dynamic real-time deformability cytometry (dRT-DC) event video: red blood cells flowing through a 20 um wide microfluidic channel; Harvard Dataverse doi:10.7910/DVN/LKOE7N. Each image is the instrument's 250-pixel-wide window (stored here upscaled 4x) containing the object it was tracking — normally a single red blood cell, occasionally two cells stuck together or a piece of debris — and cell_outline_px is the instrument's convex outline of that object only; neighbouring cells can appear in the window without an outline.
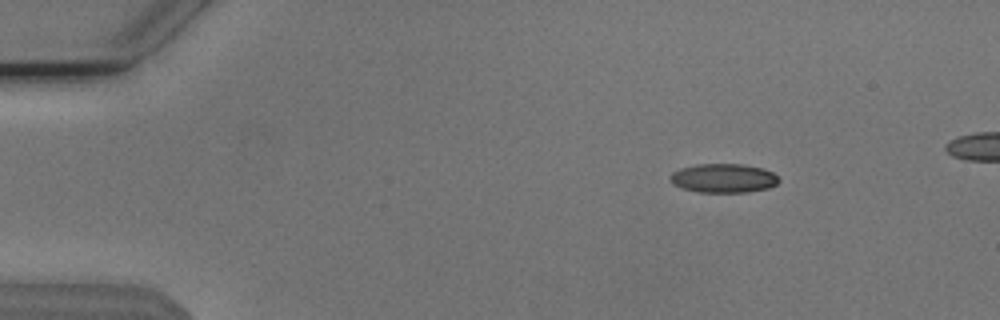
{"species": "Egyptian fruit bat (a non-hibernating species)", "species_latin": "Rousettus aegyptiacus", "temperature_condition": "cold", "stored_images_in_passage": 51, "camera_frame_rate_fps": 3000, "um_per_image_px": 0.085, "animal": {"sex": "male"}, "frame": {"image": 1, "passage_image": 7, "time_ms": 2.0, "image_size_px": [1000, 320], "cell_outline_px": [[780, 180], [776, 184], [768, 188], [748, 192], [700, 192], [680, 188], [672, 184], [668, 180], [668, 176], [672, 172], [680, 168], [696, 164], [744, 164], [764, 168], [772, 172]], "centroid_in_image_um": [61.45, 15.14], "position_along_channel_um": 23.6, "area_um2": 18.61}}
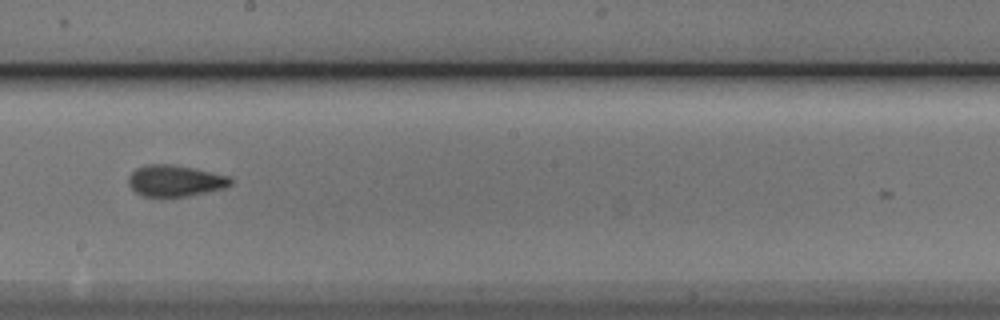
{"frame": {"image": 2, "passage_image": 30, "time_ms": 9.667, "image_size_px": [1000, 320], "cell_outline_px": [[232, 184], [224, 188], [188, 196], [144, 196], [136, 192], [128, 184], [128, 176], [136, 168], [144, 164], [172, 164], [196, 168], [232, 176]], "centroid_in_image_um": [14.91, 15.34], "position_along_channel_um": 233.3, "area_um2": 18.84}}
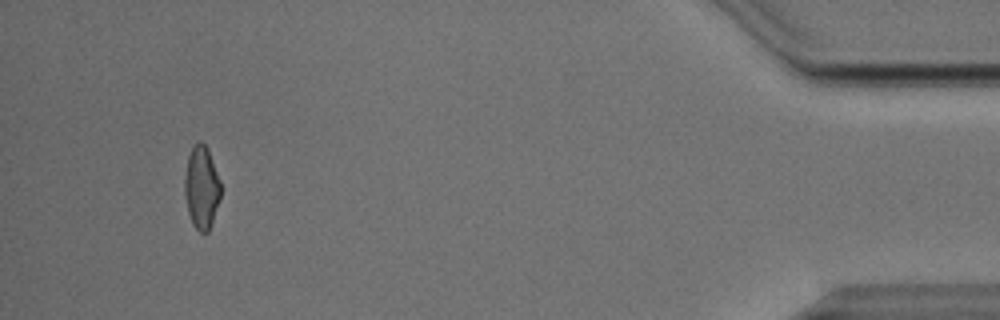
{"frame": {"image": 3, "passage_image": 50, "time_ms": 16.333, "image_size_px": [1000, 320], "cell_outline_px": [[220, 200], [208, 232], [200, 232], [192, 224], [188, 212], [184, 192], [184, 176], [188, 156], [192, 148], [200, 140], [208, 148], [220, 180]], "centroid_in_image_um": [17.13, 15.93], "position_along_channel_um": 418.1, "area_um2": 17.4}}